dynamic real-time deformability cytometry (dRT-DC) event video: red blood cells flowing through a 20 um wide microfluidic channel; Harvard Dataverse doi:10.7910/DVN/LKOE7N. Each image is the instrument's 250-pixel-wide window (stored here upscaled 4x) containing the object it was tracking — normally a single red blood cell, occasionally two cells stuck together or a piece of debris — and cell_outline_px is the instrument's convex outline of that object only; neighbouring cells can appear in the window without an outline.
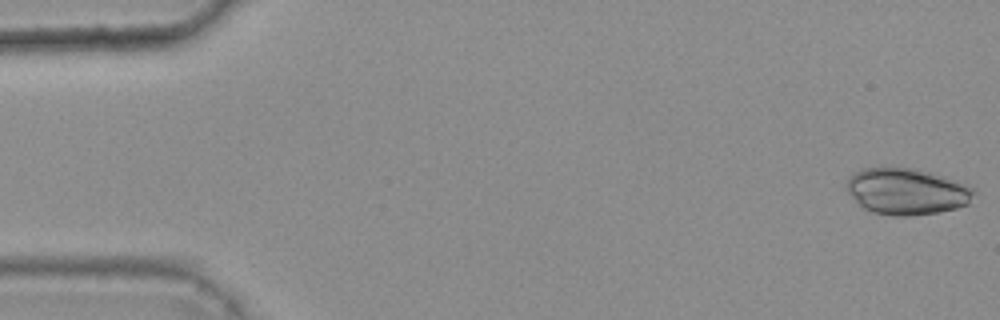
{"species": "common noctule bat (a hibernating species)", "species_latin": "Nyctalus noctula", "temperature_condition": "warm", "stored_images_in_passage": 17, "camera_frame_rate_fps": 3000, "um_per_image_px": 0.085, "animal": {"sex": "female", "body_mass_g": 25.1}, "frame": {"image": 1, "passage_image": 1, "time_ms": 0.0, "image_size_px": [1000, 320], "cell_outline_px": [[976, 192], [968, 204], [956, 208], [940, 212], [912, 216], [892, 216], [872, 212], [864, 208], [848, 192], [844, 184], [848, 176], [864, 168], [892, 164], [916, 168], [932, 172], [972, 188]], "centroid_in_image_um": [77.01, 16.23], "position_along_channel_um": 8.0, "area_um2": 35.08}}
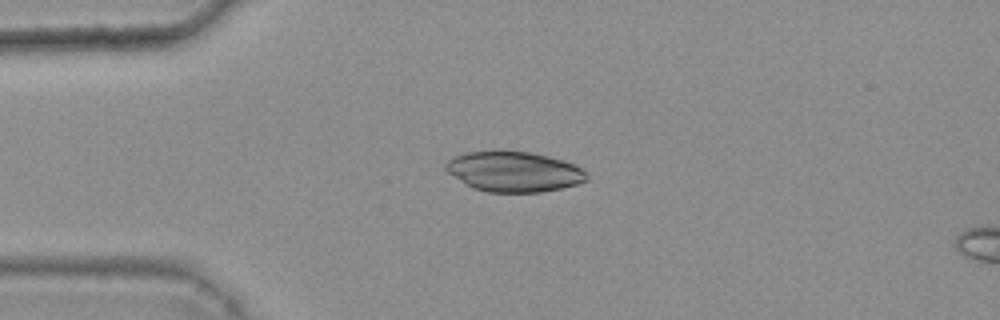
{"frame": {"image": 2, "passage_image": 13, "time_ms": 4.0, "image_size_px": [1000, 320], "cell_outline_px": [[588, 180], [576, 184], [560, 188], [540, 192], [488, 192], [472, 188], [464, 184], [448, 172], [444, 168], [444, 164], [448, 160], [456, 156], [468, 152], [528, 152], [548, 156], [564, 160], [588, 172]], "centroid_in_image_um": [43.68, 14.61], "position_along_channel_um": 41.3, "area_um2": 32.71}}